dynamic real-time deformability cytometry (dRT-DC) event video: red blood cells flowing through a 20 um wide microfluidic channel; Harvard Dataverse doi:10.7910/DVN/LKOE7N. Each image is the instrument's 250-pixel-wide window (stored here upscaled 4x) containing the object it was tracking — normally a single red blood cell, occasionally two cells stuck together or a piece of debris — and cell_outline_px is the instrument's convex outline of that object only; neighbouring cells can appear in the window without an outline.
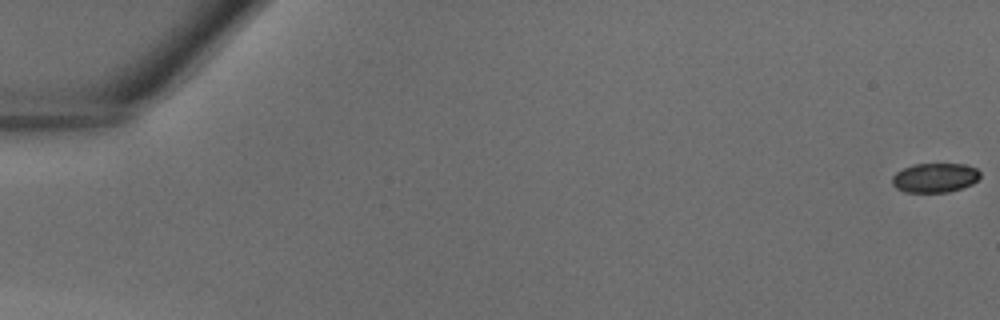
{"species": "common noctule bat (a hibernating species)", "species_latin": "Nyctalus noctula", "temperature_condition": "warm", "stored_images_in_passage": 42, "camera_frame_rate_fps": 3000, "um_per_image_px": 0.085, "animal": {"sex": "male", "body_mass_g": 18.8}, "frame": {"image": 1, "passage_image": 1, "time_ms": 0.0, "image_size_px": [1000, 320], "cell_outline_px": [[980, 176], [972, 184], [948, 192], [904, 192], [896, 188], [892, 184], [892, 176], [896, 172], [912, 164], [964, 164], [976, 168], [980, 172]], "centroid_in_image_um": [79.44, 15.1], "position_along_channel_um": 5.6, "area_um2": 15.03}}
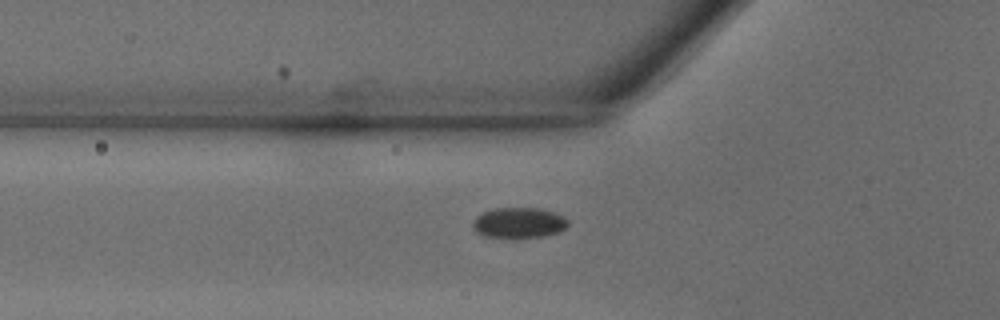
{"frame": {"image": 2, "passage_image": 16, "time_ms": 5.0, "image_size_px": [1000, 320], "cell_outline_px": [[568, 224], [560, 232], [544, 236], [512, 240], [484, 236], [476, 232], [472, 228], [472, 220], [476, 216], [484, 212], [496, 208], [536, 208], [552, 212], [564, 216], [568, 220]], "centroid_in_image_um": [44.06, 18.98], "position_along_channel_um": 81.7, "area_um2": 17.46}}
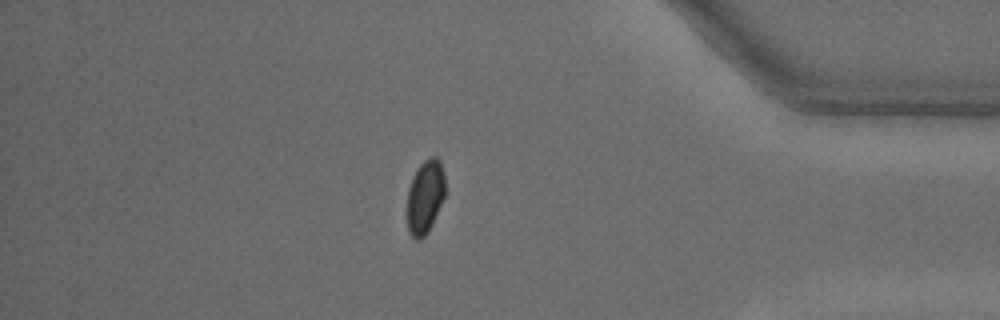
{"frame": {"image": 3, "passage_image": 37, "time_ms": 12.0, "image_size_px": [1000, 320], "cell_outline_px": [[444, 196], [432, 224], [428, 232], [420, 240], [416, 240], [408, 232], [408, 188], [412, 176], [420, 164], [424, 160], [432, 156], [436, 156], [440, 160], [444, 176]], "centroid_in_image_um": [36.12, 16.71], "position_along_channel_um": 399.1, "area_um2": 16.18}}